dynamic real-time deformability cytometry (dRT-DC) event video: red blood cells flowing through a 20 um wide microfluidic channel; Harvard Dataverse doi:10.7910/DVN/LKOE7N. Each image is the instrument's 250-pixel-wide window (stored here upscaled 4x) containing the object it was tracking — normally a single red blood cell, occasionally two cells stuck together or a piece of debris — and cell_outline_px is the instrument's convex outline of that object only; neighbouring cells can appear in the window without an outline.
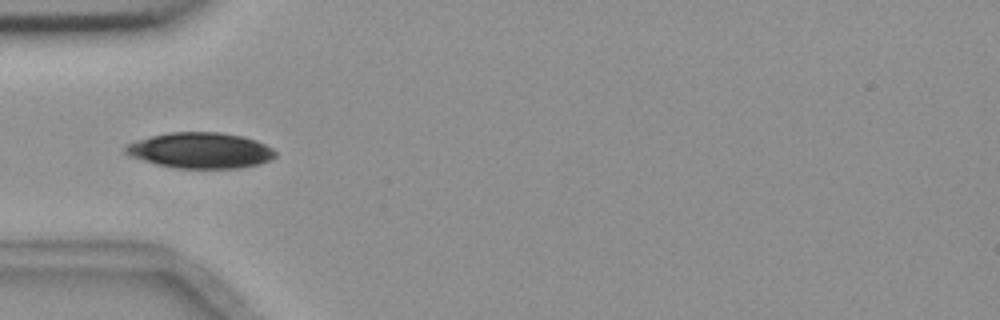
{"species": "common noctule bat (a hibernating species)", "species_latin": "Nyctalus noctula", "temperature_condition": "room temperature", "stored_images_in_passage": 6, "camera_frame_rate_fps": 3000, "um_per_image_px": 0.085, "animal": {"sex": "female", "body_mass_g": 18.4}, "frame": {"image": 1, "passage_image": 5, "time_ms": 4.333, "image_size_px": [1000, 320], "cell_outline_px": [[276, 156], [272, 160], [260, 164], [236, 168], [172, 168], [156, 164], [132, 156], [124, 152], [124, 148], [128, 144], [136, 140], [168, 132], [220, 132], [240, 136], [256, 140], [272, 148], [276, 152]], "centroid_in_image_um": [17.06, 12.79], "position_along_channel_um": 67.9, "area_um2": 31.15}}